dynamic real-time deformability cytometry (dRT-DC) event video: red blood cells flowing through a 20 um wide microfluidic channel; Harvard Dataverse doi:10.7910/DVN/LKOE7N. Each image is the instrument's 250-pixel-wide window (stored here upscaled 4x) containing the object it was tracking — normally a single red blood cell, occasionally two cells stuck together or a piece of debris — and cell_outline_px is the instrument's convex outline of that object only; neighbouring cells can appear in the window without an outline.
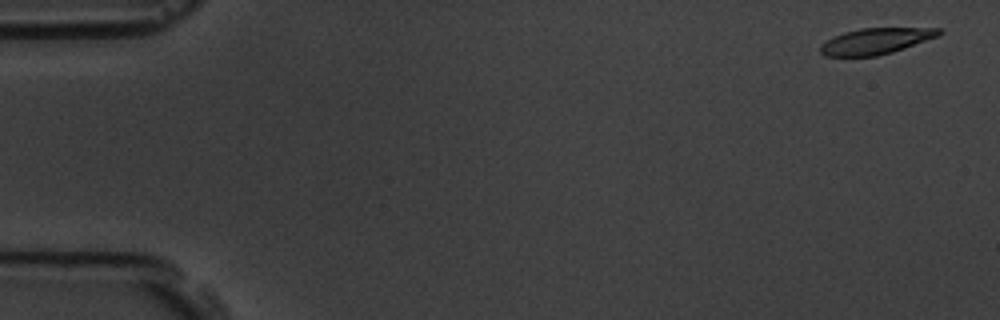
{"species": "common noctule bat (a hibernating species)", "species_latin": "Nyctalus noctula", "temperature_condition": "room temperature", "stored_images_in_passage": 3, "camera_frame_rate_fps": 3000, "um_per_image_px": 0.085, "animal": {"sex": "male", "body_mass_g": 19.5, "forearm_length_mm": 54.6}, "frame": {"image": 1, "passage_image": 1, "time_ms": 0.0, "image_size_px": [1000, 320], "cell_outline_px": [[944, 32], [940, 36], [892, 52], [876, 56], [824, 56], [820, 52], [820, 44], [832, 36], [844, 32], [860, 28], [944, 28]], "centroid_in_image_um": [74.46, 3.48], "position_along_channel_um": 10.5, "area_um2": 18.21}}